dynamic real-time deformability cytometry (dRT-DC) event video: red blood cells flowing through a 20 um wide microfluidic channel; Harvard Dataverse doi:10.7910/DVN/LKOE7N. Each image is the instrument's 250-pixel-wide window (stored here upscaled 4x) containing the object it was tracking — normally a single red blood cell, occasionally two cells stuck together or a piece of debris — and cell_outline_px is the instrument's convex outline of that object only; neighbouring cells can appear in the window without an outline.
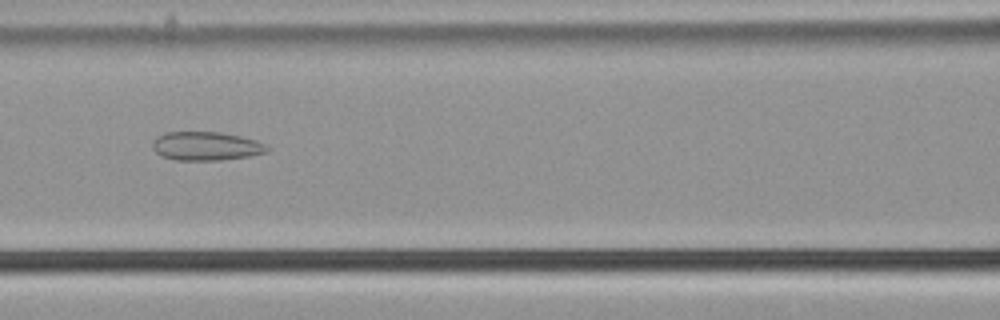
{"species": "common noctule bat (a hibernating species)", "species_latin": "Nyctalus noctula", "temperature_condition": "cold", "stored_images_in_passage": 54, "camera_frame_rate_fps": 3000, "um_per_image_px": 0.085, "animal": {"sex": "male", "body_mass_g": 21.5, "forearm_length_mm": 52.0}, "frame": {"image": 1, "passage_image": 24, "time_ms": 7.667, "image_size_px": [1000, 320], "cell_outline_px": [[272, 148], [268, 152], [248, 156], [220, 160], [176, 160], [160, 156], [152, 148], [152, 140], [156, 136], [164, 132], [220, 132], [240, 136], [256, 140]], "centroid_in_image_um": [17.49, 12.41], "position_along_channel_um": 149.1, "area_um2": 19.36}}
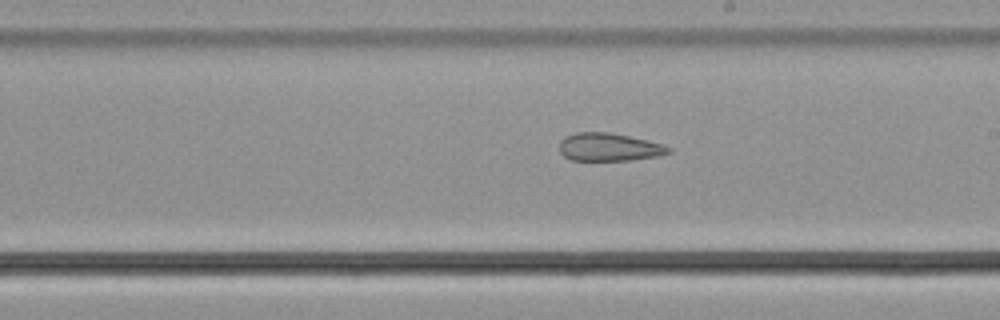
{"frame": {"image": 2, "passage_image": 31, "time_ms": 10.0, "image_size_px": [1000, 320], "cell_outline_px": [[672, 152], [660, 156], [632, 160], [572, 160], [564, 156], [560, 152], [560, 140], [564, 136], [576, 132], [608, 132], [648, 140], [672, 148]], "centroid_in_image_um": [51.77, 12.5], "position_along_channel_um": 237.2, "area_um2": 17.86}}
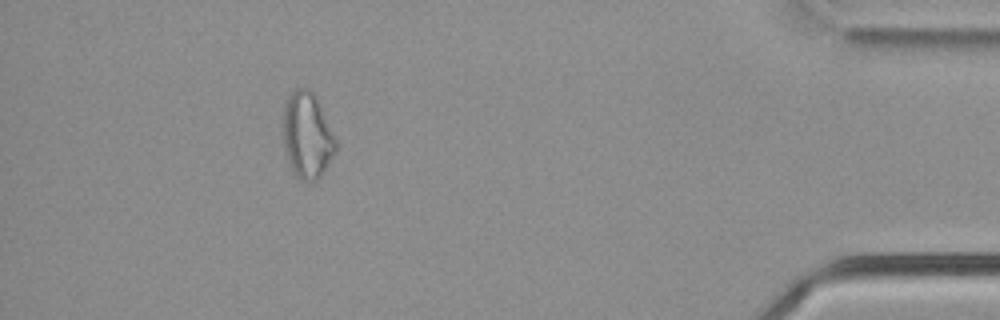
{"frame": {"image": 3, "passage_image": 49, "time_ms": 16.0, "image_size_px": [1000, 320], "cell_outline_px": [[336, 152], [324, 172], [316, 180], [300, 180], [296, 176], [292, 168], [284, 148], [280, 128], [284, 100], [296, 88], [312, 88], [316, 92], [336, 140]], "centroid_in_image_um": [26.08, 11.43], "position_along_channel_um": 409.1, "area_um2": 27.28}, "authors_computed_cell_mechanics": {"area_um2": 24.3916, "velocity_mm_per_s": 3.7859, "shape_relaxation_time_tau1_ms": null, "shape_relaxation_time_tau2_ms": 3.4444, "deformation_change_tau1": null, "deformation_change_tau2": 0.116}}